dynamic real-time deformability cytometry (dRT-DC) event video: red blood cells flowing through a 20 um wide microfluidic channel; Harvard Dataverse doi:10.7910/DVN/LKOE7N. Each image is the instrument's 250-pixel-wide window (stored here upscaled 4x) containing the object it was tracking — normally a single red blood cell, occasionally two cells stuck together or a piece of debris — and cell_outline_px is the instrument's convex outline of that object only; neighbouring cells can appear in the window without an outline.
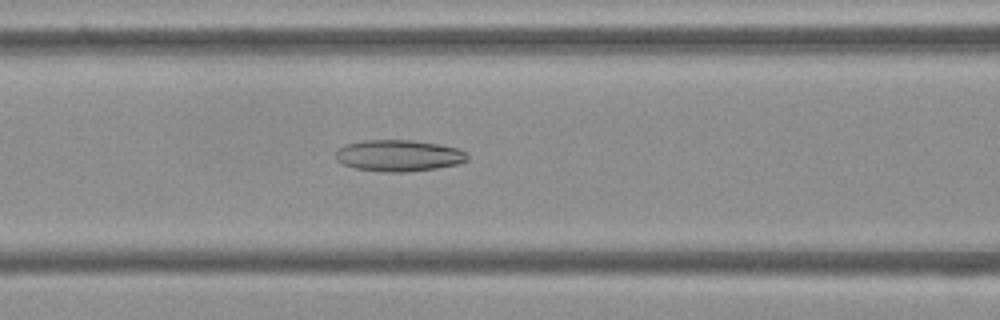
{"species": "Egyptian fruit bat (a non-hibernating species)", "species_latin": "Rousettus aegyptiacus", "temperature_condition": "cold", "stored_images_in_passage": 50, "camera_frame_rate_fps": 3000, "um_per_image_px": 0.085, "frame": {"image": 1, "passage_image": 18, "time_ms": 5.667, "image_size_px": [1000, 320], "cell_outline_px": [[468, 160], [456, 164], [436, 168], [404, 172], [384, 172], [352, 168], [336, 160], [336, 148], [344, 144], [364, 140], [412, 140], [440, 144], [456, 148], [468, 152]], "centroid_in_image_um": [33.86, 13.22], "position_along_channel_um": 132.7, "area_um2": 24.33}}
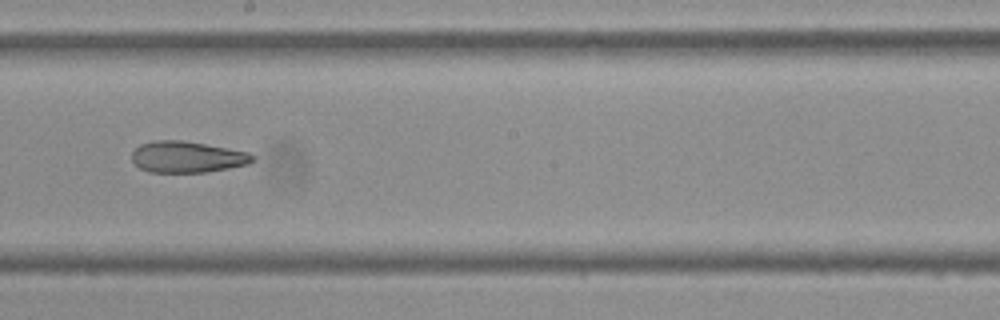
{"frame": {"image": 2, "passage_image": 26, "time_ms": 8.333, "image_size_px": [1000, 320], "cell_outline_px": [[256, 160], [248, 164], [228, 168], [204, 172], [148, 172], [140, 168], [132, 160], [132, 152], [140, 144], [156, 140], [184, 140], [248, 152], [256, 156]], "centroid_in_image_um": [15.92, 13.34], "position_along_channel_um": 232.3, "area_um2": 22.02}}
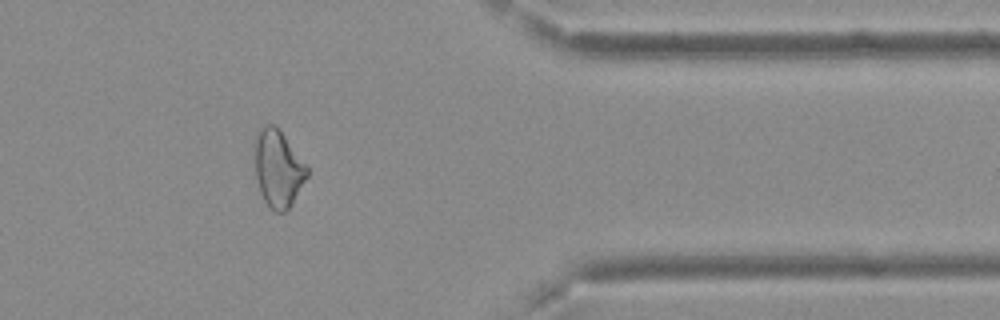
{"frame": {"image": 3, "passage_image": 40, "time_ms": 13.0, "image_size_px": [1000, 320], "cell_outline_px": [[308, 176], [292, 204], [284, 212], [276, 212], [268, 208], [260, 192], [256, 176], [256, 132], [264, 124], [276, 124], [308, 168]], "centroid_in_image_um": [23.64, 14.33], "position_along_channel_um": 387.8, "area_um2": 23.35}, "authors_computed_cell_mechanics": {"area_um2": 25.2875, "velocity_mm_per_s": 3.731, "shape_relaxation_time_tau1_ms": null, "shape_relaxation_time_tau2_ms": 4.2878, "deformation_change_tau1": null, "deformation_change_tau2": 0.1326}}